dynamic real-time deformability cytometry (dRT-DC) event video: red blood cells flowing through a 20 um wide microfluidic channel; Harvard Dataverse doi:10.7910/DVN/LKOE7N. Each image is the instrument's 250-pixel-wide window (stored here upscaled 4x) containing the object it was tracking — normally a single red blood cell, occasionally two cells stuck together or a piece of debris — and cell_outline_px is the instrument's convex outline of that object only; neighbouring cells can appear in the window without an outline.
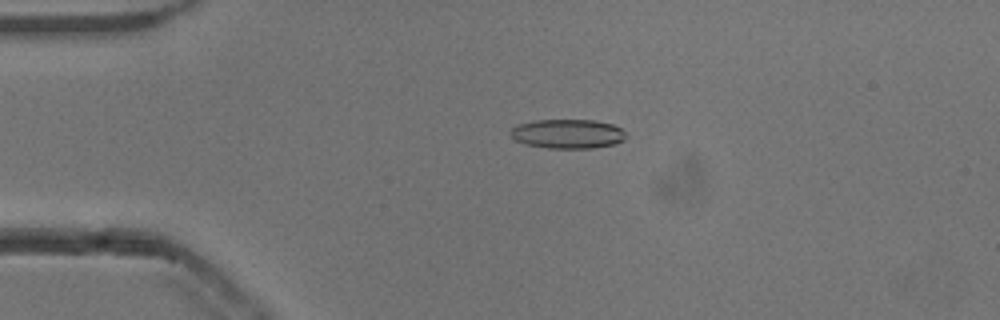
{"species": "common noctule bat (a hibernating species)", "species_latin": "Nyctalus noctula", "temperature_condition": "cold", "stored_images_in_passage": 53, "camera_frame_rate_fps": 3000, "um_per_image_px": 0.085, "animal": {"sex": "male", "body_mass_g": 13.3}, "frame": {"image": 1, "passage_image": 12, "time_ms": 3.667, "image_size_px": [1000, 320], "cell_outline_px": [[628, 136], [624, 140], [616, 144], [592, 148], [548, 148], [524, 144], [516, 140], [508, 132], [516, 124], [536, 120], [592, 120], [612, 124], [620, 128]], "centroid_in_image_um": [48.25, 11.38], "position_along_channel_um": 36.8, "area_um2": 19.83}}
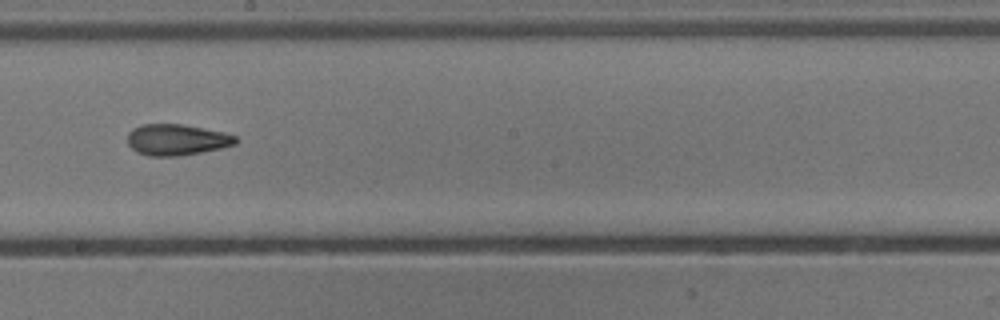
{"frame": {"image": 2, "passage_image": 30, "time_ms": 9.667, "image_size_px": [1000, 320], "cell_outline_px": [[240, 140], [236, 144], [220, 148], [200, 152], [176, 156], [148, 156], [136, 152], [128, 144], [128, 132], [132, 128], [140, 124], [180, 124], [204, 128], [224, 132], [236, 136]], "centroid_in_image_um": [15.01, 11.87], "position_along_channel_um": 233.2, "area_um2": 19.71}}
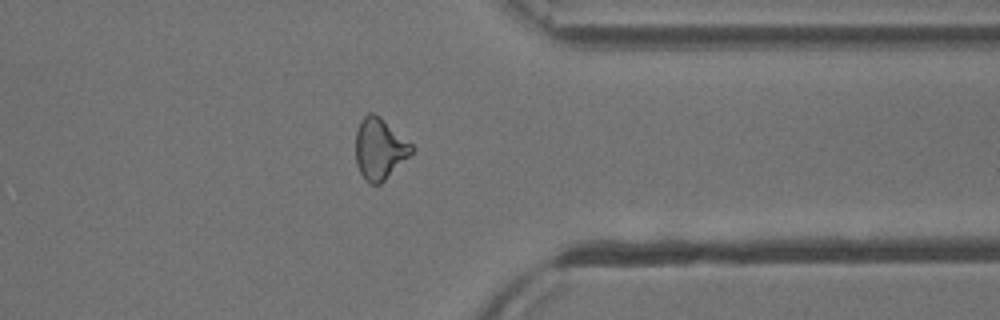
{"frame": {"image": 3, "passage_image": 42, "time_ms": 13.667, "image_size_px": [1000, 320], "cell_outline_px": [[416, 148], [380, 184], [368, 184], [364, 180], [356, 164], [356, 132], [360, 120], [368, 112], [372, 112], [380, 116], [412, 144]], "centroid_in_image_um": [32.24, 12.63], "position_along_channel_um": 379.2, "area_um2": 19.88}, "authors_computed_cell_mechanics": {"area_um2": 19.7098, "velocity_mm_per_s": 3.8433, "shape_relaxation_time_tau1_ms": null, "shape_relaxation_time_tau2_ms": 3.4559, "deformation_change_tau1": null, "deformation_change_tau2": 0.1257}}